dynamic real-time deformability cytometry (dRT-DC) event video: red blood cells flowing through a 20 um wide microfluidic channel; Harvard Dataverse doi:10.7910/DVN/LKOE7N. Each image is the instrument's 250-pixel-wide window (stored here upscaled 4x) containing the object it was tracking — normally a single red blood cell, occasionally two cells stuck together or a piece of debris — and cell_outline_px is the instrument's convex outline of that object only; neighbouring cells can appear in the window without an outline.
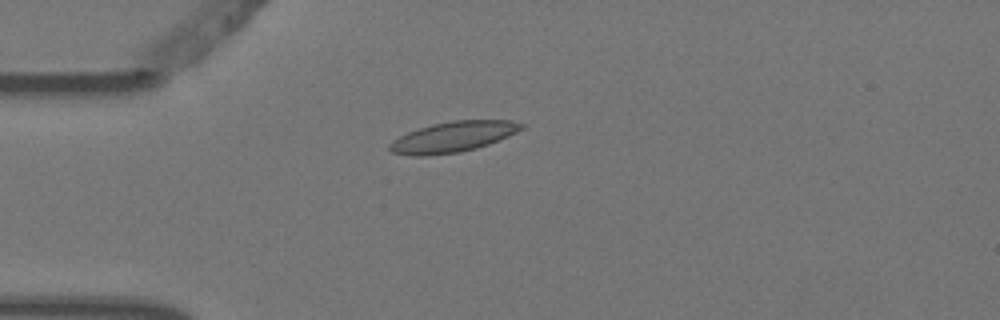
{"species": "Egyptian fruit bat (a non-hibernating species)", "species_latin": "Rousettus aegyptiacus", "temperature_condition": "warm", "stored_images_in_passage": 1, "camera_frame_rate_fps": 3000, "um_per_image_px": 0.085, "animal": {"sex": "female"}, "frame": {"image": 1, "passage_image": 1, "time_ms": 0.0, "image_size_px": [1000, 320], "cell_outline_px": [[524, 128], [508, 136], [488, 144], [476, 148], [460, 152], [424, 156], [412, 156], [392, 152], [388, 148], [388, 144], [392, 140], [408, 132], [432, 124], [452, 120], [512, 120], [524, 124]], "centroid_in_image_um": [38.5, 11.63], "position_along_channel_um": 46.5, "area_um2": 23.41}}